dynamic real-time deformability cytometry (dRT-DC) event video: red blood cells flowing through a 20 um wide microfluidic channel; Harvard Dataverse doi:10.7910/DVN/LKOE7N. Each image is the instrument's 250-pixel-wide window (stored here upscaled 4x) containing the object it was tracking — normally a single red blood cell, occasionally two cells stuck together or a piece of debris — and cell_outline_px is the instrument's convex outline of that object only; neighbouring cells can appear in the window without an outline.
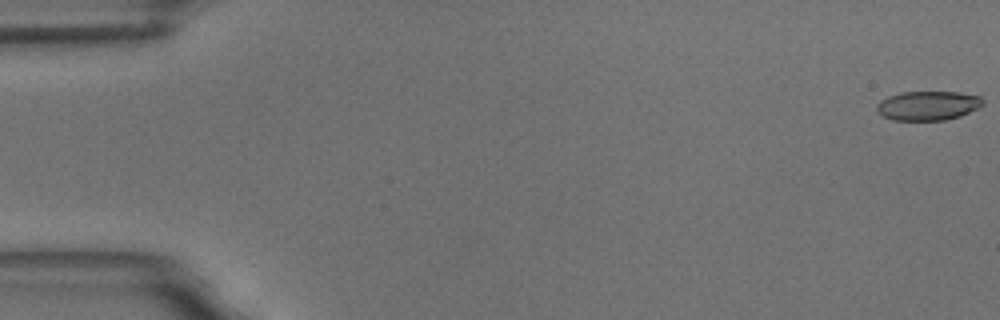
{"species": "common noctule bat (a hibernating species)", "species_latin": "Nyctalus noctula", "temperature_condition": "room temperature", "stored_images_in_passage": 58, "camera_frame_rate_fps": 3000, "um_per_image_px": 0.085, "animal": {"sex": "male", "body_mass_g": 18.8}, "frame": {"image": 1, "passage_image": 1, "time_ms": 0.0, "image_size_px": [1000, 320], "cell_outline_px": [[984, 104], [980, 108], [960, 116], [944, 120], [892, 120], [876, 112], [876, 104], [880, 100], [888, 96], [900, 92], [956, 92], [980, 96], [984, 100]], "centroid_in_image_um": [78.87, 8.98], "position_along_channel_um": 6.1, "area_um2": 18.26}}
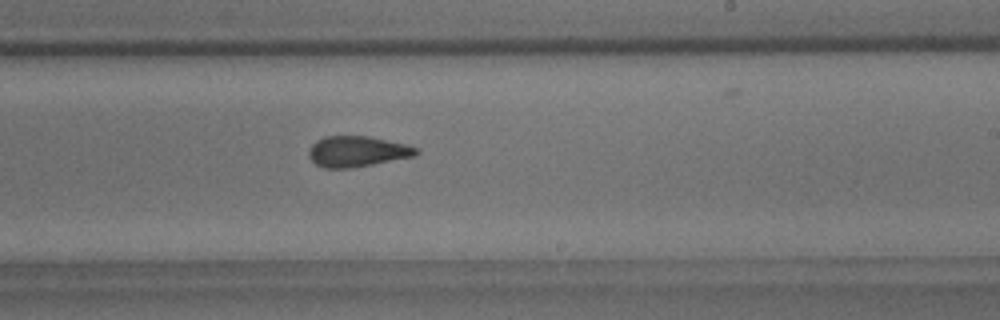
{"frame": {"image": 2, "passage_image": 35, "time_ms": 11.333, "image_size_px": [1000, 320], "cell_outline_px": [[420, 152], [416, 156], [352, 168], [324, 168], [316, 164], [308, 156], [308, 152], [312, 144], [316, 140], [324, 136], [368, 136], [408, 144], [420, 148]], "centroid_in_image_um": [30.4, 12.87], "position_along_channel_um": 258.6, "area_um2": 19.48}}
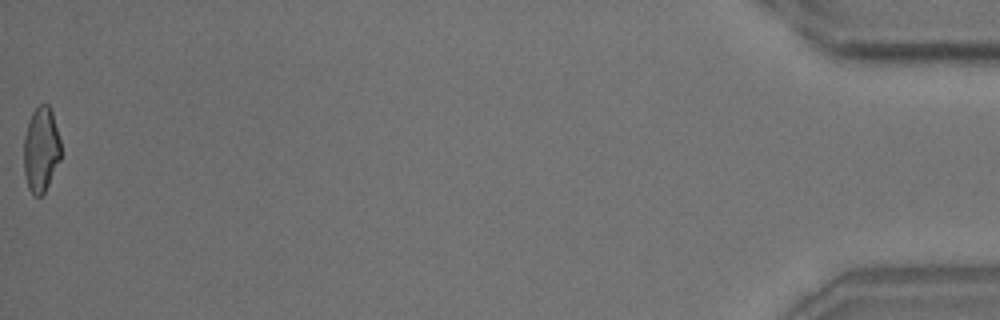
{"frame": {"image": 3, "passage_image": 58, "time_ms": 19.0, "image_size_px": [1000, 320], "cell_outline_px": [[60, 160], [44, 192], [40, 196], [32, 196], [28, 188], [24, 172], [24, 136], [28, 120], [32, 112], [40, 104], [48, 104], [52, 112], [60, 140]], "centroid_in_image_um": [3.47, 12.71], "position_along_channel_um": 431.7, "area_um2": 18.32}, "authors_computed_cell_mechanics": {"area_um2": 19.363, "velocity_mm_per_s": 3.5397, "shape_relaxation_time_tau1_ms": null, "shape_relaxation_time_tau2_ms": 2.1943, "deformation_change_tau1": null, "deformation_change_tau2": 0.0995}}